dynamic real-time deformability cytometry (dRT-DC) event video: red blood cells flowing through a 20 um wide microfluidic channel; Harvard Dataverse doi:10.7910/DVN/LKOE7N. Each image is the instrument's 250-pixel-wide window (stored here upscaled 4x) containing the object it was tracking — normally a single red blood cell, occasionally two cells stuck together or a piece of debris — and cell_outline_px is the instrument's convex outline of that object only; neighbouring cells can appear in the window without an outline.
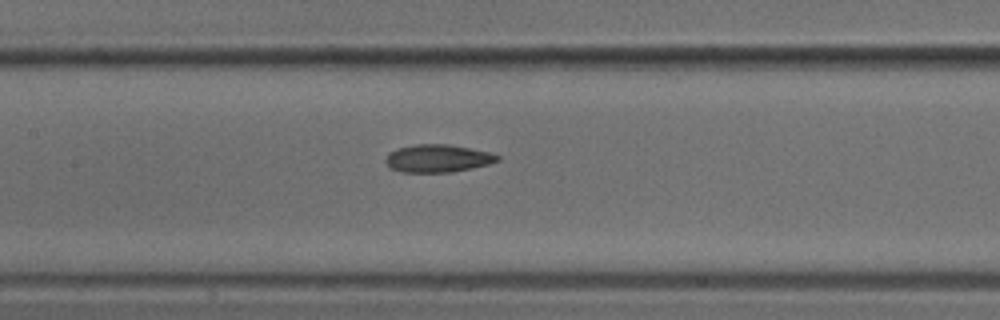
{"species": "common noctule bat (a hibernating species)", "species_latin": "Nyctalus noctula", "temperature_condition": "cold", "stored_images_in_passage": 8, "camera_frame_rate_fps": 3000, "um_per_image_px": 0.085, "animal": {"sex": "male", "body_mass_g": 18.8}, "frame": {"image": 1, "passage_image": 8, "time_ms": 2.333, "image_size_px": [1000, 320], "cell_outline_px": [[500, 160], [488, 164], [472, 168], [452, 172], [400, 172], [392, 168], [384, 160], [388, 152], [396, 148], [416, 144], [448, 144], [488, 152], [500, 156]], "centroid_in_image_um": [37.18, 13.46], "position_along_channel_um": 170.2, "area_um2": 18.03}}